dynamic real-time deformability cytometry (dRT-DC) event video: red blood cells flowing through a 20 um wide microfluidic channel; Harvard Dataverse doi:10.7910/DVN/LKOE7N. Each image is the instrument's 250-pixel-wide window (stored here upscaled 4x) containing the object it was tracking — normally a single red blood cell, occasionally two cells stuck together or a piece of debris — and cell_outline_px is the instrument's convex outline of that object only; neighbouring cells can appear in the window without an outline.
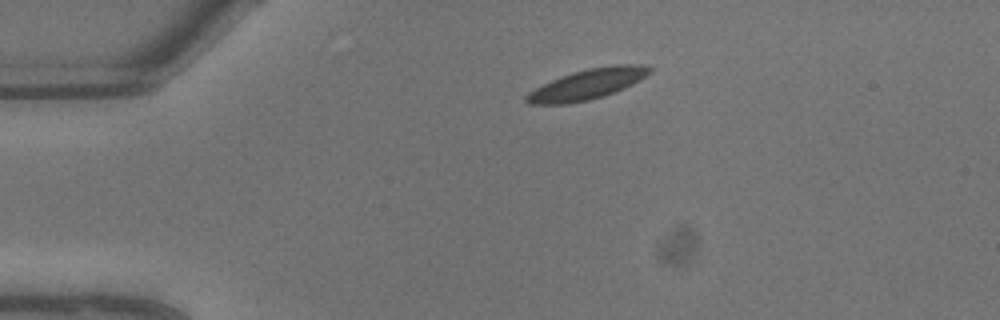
{"species": "common noctule bat (a hibernating species)", "species_latin": "Nyctalus noctula", "temperature_condition": "warm", "stored_images_in_passage": 3, "camera_frame_rate_fps": 3000, "um_per_image_px": 0.085, "animal": {"sex": "male", "body_mass_g": 13.3}, "frame": {"image": 1, "passage_image": 1, "time_ms": 0.0, "image_size_px": [1000, 320], "cell_outline_px": [[652, 72], [632, 84], [624, 88], [604, 96], [588, 100], [568, 104], [528, 104], [524, 100], [524, 96], [528, 92], [552, 80], [572, 72], [588, 68], [616, 64], [640, 64], [652, 68]], "centroid_in_image_um": [49.92, 7.16], "position_along_channel_um": 35.1, "area_um2": 21.73}}